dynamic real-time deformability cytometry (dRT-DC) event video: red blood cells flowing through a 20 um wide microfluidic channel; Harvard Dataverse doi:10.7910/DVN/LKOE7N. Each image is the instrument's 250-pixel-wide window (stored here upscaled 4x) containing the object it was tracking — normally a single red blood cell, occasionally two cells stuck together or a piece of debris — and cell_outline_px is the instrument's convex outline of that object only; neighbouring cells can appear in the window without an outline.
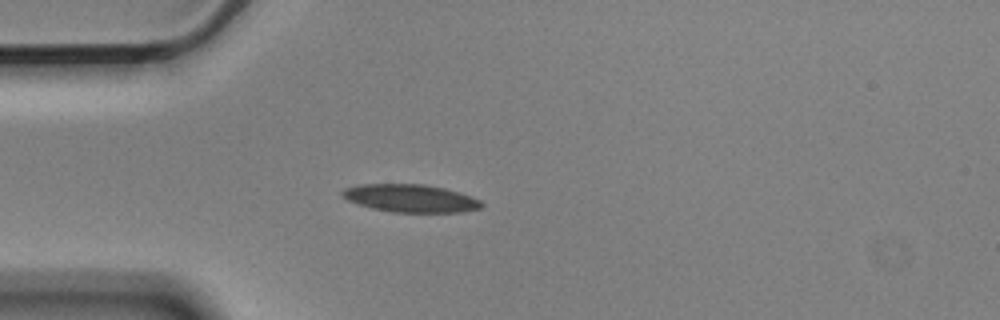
{"species": "Egyptian fruit bat (a non-hibernating species)", "species_latin": "Rousettus aegyptiacus", "temperature_condition": "cold", "stored_images_in_passage": 5, "camera_frame_rate_fps": 3000, "um_per_image_px": 0.085, "animal": {"sex": "male"}, "frame": {"image": 1, "passage_image": 4, "time_ms": 1.0, "image_size_px": [1000, 320], "cell_outline_px": [[484, 204], [480, 208], [464, 212], [392, 212], [372, 208], [356, 204], [340, 196], [340, 192], [344, 188], [360, 184], [424, 184], [444, 188], [460, 192], [472, 196], [480, 200]], "centroid_in_image_um": [34.88, 16.85], "position_along_channel_um": 50.1, "area_um2": 22.77}}